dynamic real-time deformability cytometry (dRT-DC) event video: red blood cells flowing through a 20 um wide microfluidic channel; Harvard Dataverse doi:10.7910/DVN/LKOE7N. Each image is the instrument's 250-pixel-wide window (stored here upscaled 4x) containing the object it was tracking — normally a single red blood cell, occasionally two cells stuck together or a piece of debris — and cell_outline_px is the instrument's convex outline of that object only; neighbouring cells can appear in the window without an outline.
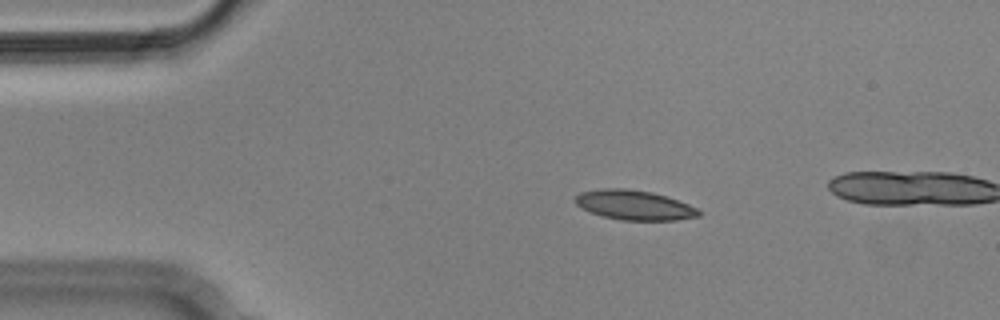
{"species": "Egyptian fruit bat (a non-hibernating species)", "species_latin": "Rousettus aegyptiacus", "temperature_condition": "cold", "stored_images_in_passage": 5, "camera_frame_rate_fps": 3000, "um_per_image_px": 0.085, "animal": {"sex": "male"}, "frame": {"image": 1, "passage_image": 3, "time_ms": 0.667, "image_size_px": [1000, 320], "cell_outline_px": [[700, 216], [676, 220], [620, 220], [588, 212], [580, 208], [572, 200], [580, 192], [604, 188], [628, 188], [652, 192], [688, 204], [696, 208], [700, 212]], "centroid_in_image_um": [53.85, 17.43], "position_along_channel_um": 31.1, "area_um2": 21.39}}